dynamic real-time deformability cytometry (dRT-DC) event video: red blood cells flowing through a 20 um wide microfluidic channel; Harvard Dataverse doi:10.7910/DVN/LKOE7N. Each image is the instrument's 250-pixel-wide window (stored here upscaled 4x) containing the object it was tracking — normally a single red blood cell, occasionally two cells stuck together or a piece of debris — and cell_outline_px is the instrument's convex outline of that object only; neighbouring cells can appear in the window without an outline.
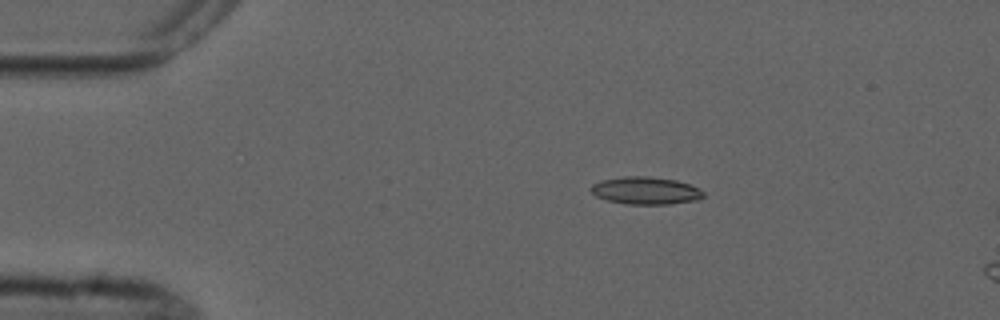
{"species": "common noctule bat (a hibernating species)", "species_latin": "Nyctalus noctula", "temperature_condition": "cold", "stored_images_in_passage": 4, "camera_frame_rate_fps": 3000, "um_per_image_px": 0.085, "animal": {"sex": "male", "forearm_length_mm": 52.5}, "frame": {"image": 1, "passage_image": 2, "time_ms": 2.0, "image_size_px": [1000, 320], "cell_outline_px": [[704, 196], [696, 200], [668, 204], [628, 204], [608, 200], [596, 196], [588, 188], [592, 184], [600, 180], [624, 176], [648, 176], [676, 180], [688, 184], [704, 192]], "centroid_in_image_um": [54.83, 16.19], "position_along_channel_um": 30.2, "area_um2": 17.92}}